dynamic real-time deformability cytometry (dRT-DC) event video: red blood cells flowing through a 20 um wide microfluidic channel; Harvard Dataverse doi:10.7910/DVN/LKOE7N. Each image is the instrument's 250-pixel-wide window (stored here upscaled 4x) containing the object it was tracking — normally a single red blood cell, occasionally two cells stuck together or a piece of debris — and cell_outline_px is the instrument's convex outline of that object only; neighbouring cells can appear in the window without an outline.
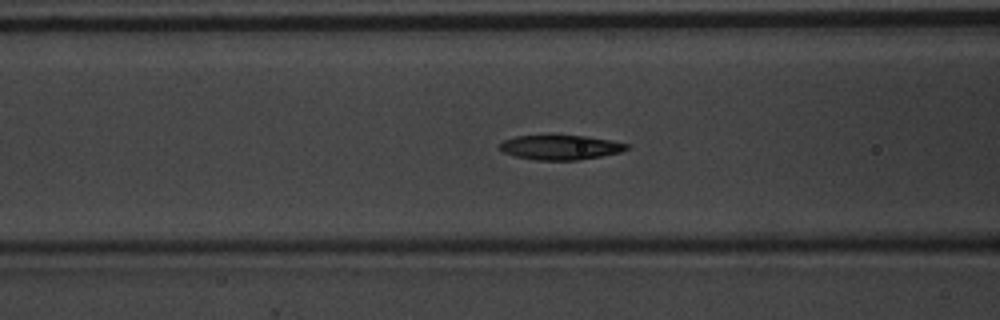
{"species": "common noctule bat (a hibernating species)", "species_latin": "Nyctalus noctula", "temperature_condition": "warm", "stored_images_in_passage": 56, "camera_frame_rate_fps": 3000, "um_per_image_px": 0.085, "animal": {"sex": "male", "body_mass_g": 20.1, "forearm_length_mm": 53.5}, "frame": {"image": 1, "passage_image": 23, "time_ms": 7.333, "image_size_px": [1000, 320], "cell_outline_px": [[628, 148], [620, 152], [600, 156], [576, 160], [536, 160], [516, 156], [504, 152], [500, 148], [500, 144], [504, 140], [516, 136], [548, 132], [584, 136], [608, 140], [628, 144]], "centroid_in_image_um": [47.57, 12.47], "position_along_channel_um": 119.0, "area_um2": 18.73}}
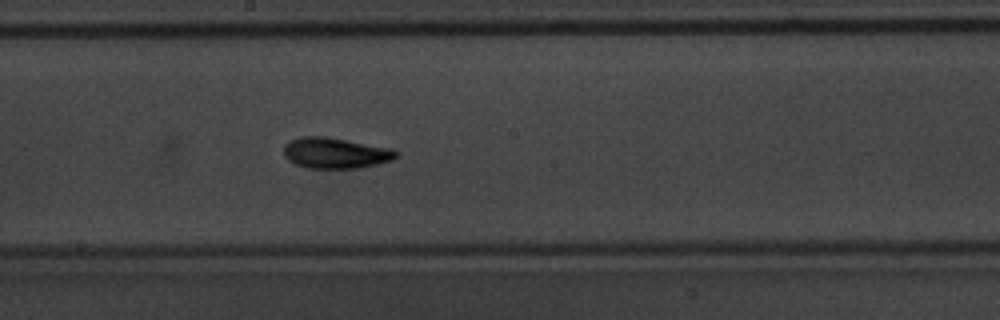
{"frame": {"image": 2, "passage_image": 31, "time_ms": 10.0, "image_size_px": [1000, 320], "cell_outline_px": [[400, 152], [392, 160], [360, 168], [308, 168], [296, 164], [288, 160], [284, 156], [284, 148], [288, 140], [300, 136], [324, 136], [392, 148]], "centroid_in_image_um": [28.5, 13.0], "position_along_channel_um": 219.7, "area_um2": 20.23}}
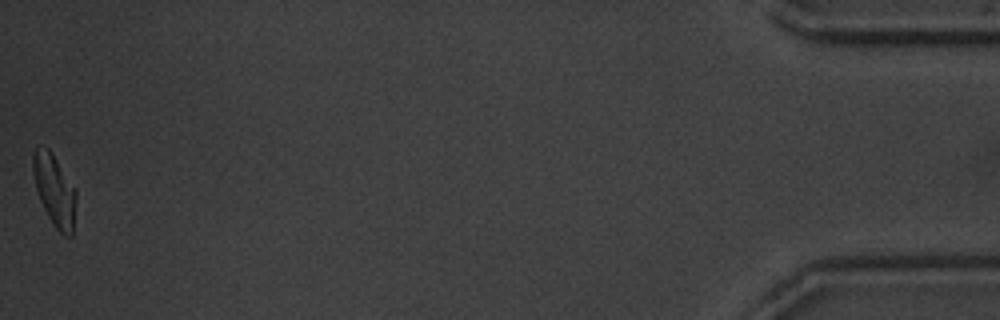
{"frame": {"image": 3, "passage_image": 55, "time_ms": 18.0, "image_size_px": [1000, 320], "cell_outline_px": [[76, 200], [72, 236], [64, 236], [56, 228], [48, 216], [40, 200], [36, 188], [32, 172], [32, 156], [36, 148], [48, 148], [52, 152], [76, 188]], "centroid_in_image_um": [4.64, 16.16], "position_along_channel_um": 430.6, "area_um2": 17.98}}